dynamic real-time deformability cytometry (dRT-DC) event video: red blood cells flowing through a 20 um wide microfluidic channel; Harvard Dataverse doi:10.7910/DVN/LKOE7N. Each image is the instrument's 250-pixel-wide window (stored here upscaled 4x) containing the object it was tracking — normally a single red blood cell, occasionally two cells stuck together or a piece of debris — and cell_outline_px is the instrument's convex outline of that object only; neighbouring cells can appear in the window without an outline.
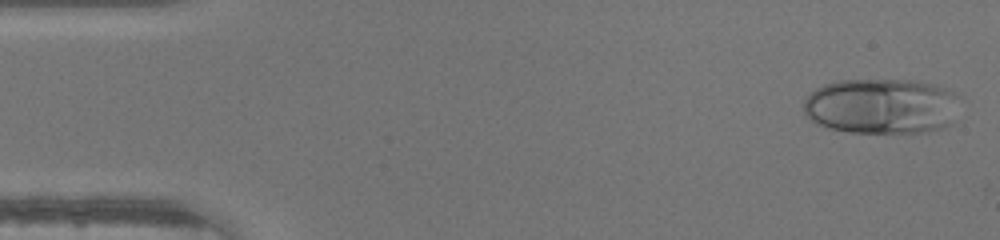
{"species": "human", "species_latin": "Homo sapiens", "temperature_condition": "warm", "stored_images_in_passage": 46, "camera_frame_rate_fps": 3000, "um_per_image_px": 0.085, "donor": {"sex": "male"}, "frame": {"image": 1, "passage_image": 2, "time_ms": 0.333, "image_size_px": [1000, 240], "cell_outline_px": [[960, 96], [948, 124], [940, 128], [920, 132], [848, 132], [828, 128], [816, 124], [804, 112], [804, 100], [816, 88], [824, 84], [836, 80], [916, 80], [936, 84], [948, 88], [956, 92]], "centroid_in_image_um": [74.9, 9.0], "position_along_channel_um": 10.1, "area_um2": 50.52}}
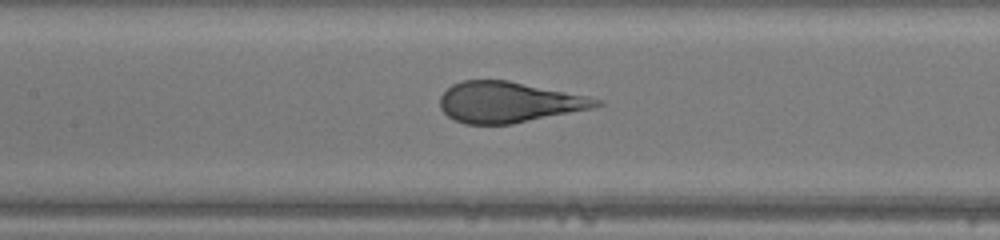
{"frame": {"image": 2, "passage_image": 21, "time_ms": 6.667, "image_size_px": [1000, 240], "cell_outline_px": [[604, 104], [592, 108], [512, 124], [464, 124], [448, 116], [440, 108], [440, 96], [452, 84], [464, 80], [508, 80], [604, 100]], "centroid_in_image_um": [43.21, 8.69], "position_along_channel_um": 164.2, "area_um2": 36.82}}
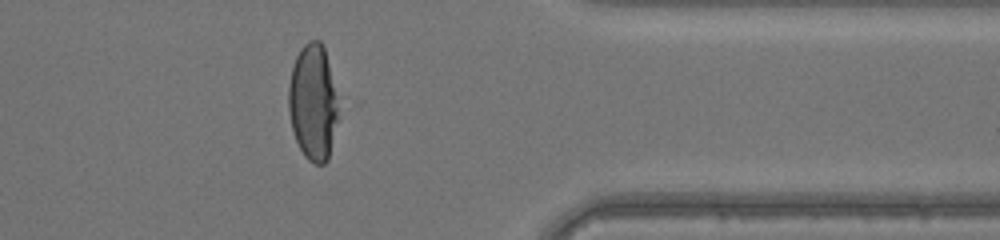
{"frame": {"image": 3, "passage_image": 37, "time_ms": 12.0, "image_size_px": [1000, 240], "cell_outline_px": [[336, 120], [328, 160], [324, 164], [316, 164], [308, 160], [304, 156], [292, 132], [288, 112], [288, 84], [292, 68], [296, 56], [300, 48], [308, 40], [320, 40], [324, 48], [328, 64], [336, 108]], "centroid_in_image_um": [26.53, 8.72], "position_along_channel_um": 384.9, "area_um2": 32.83}}